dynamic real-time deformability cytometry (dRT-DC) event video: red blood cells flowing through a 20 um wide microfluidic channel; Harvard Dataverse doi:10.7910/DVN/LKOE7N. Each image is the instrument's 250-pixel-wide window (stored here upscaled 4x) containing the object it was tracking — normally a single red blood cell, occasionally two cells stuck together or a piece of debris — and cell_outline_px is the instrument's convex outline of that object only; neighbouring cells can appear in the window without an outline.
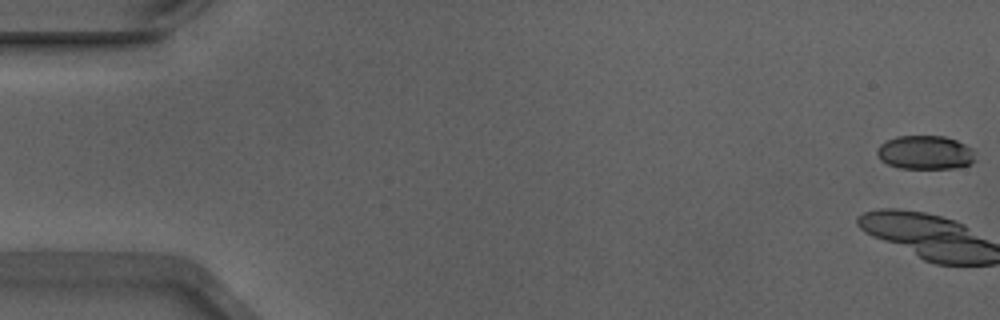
{"species": "Egyptian fruit bat (a non-hibernating species)", "species_latin": "Rousettus aegyptiacus", "temperature_condition": "warm", "stored_images_in_passage": 16, "camera_frame_rate_fps": 3000, "um_per_image_px": 0.085, "animal": {"sex": "male"}, "frame": {"image": 1, "passage_image": 1, "time_ms": 0.0, "image_size_px": [1000, 320], "cell_outline_px": [[976, 160], [968, 164], [952, 168], [900, 168], [888, 164], [880, 160], [876, 152], [880, 144], [896, 136], [944, 136], [956, 140], [972, 148], [976, 152]], "centroid_in_image_um": [78.66, 12.96], "position_along_channel_um": 6.3, "area_um2": 19.36}}